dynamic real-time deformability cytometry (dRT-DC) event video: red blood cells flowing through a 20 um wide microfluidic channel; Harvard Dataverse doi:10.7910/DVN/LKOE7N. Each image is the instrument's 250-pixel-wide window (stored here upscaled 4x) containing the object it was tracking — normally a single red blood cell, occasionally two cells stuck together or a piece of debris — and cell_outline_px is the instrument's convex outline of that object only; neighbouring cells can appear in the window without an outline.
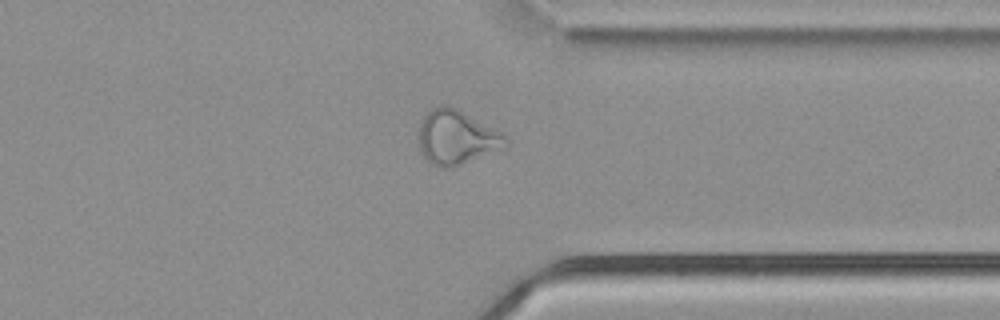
{"species": "common noctule bat (a hibernating species)", "species_latin": "Nyctalus noctula", "temperature_condition": "cold", "stored_images_in_passage": 54, "camera_frame_rate_fps": 3000, "um_per_image_px": 0.085, "animal": {"sex": "male", "body_mass_g": 21.5, "forearm_length_mm": 52.0}, "frame": {"image": 1, "passage_image": 42, "time_ms": 13.667, "image_size_px": [1000, 320], "cell_outline_px": [[512, 144], [504, 148], [448, 168], [440, 168], [432, 164], [424, 156], [420, 148], [420, 124], [424, 116], [432, 108], [440, 104], [448, 104], [456, 108], [508, 136]], "centroid_in_image_um": [38.84, 11.66], "position_along_channel_um": 372.6, "area_um2": 27.22}}
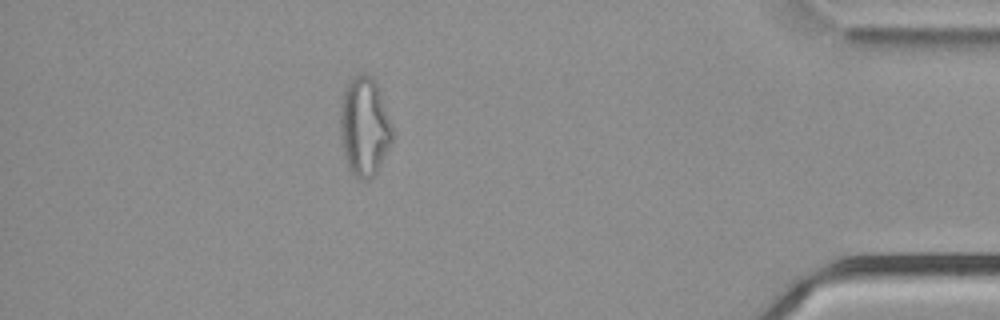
{"frame": {"image": 2, "passage_image": 48, "time_ms": 15.667, "image_size_px": [1000, 320], "cell_outline_px": [[392, 140], [376, 172], [368, 180], [360, 180], [348, 168], [344, 156], [340, 136], [340, 104], [344, 88], [356, 72], [372, 76], [376, 84], [392, 124]], "centroid_in_image_um": [30.94, 10.74], "position_along_channel_um": 404.3, "area_um2": 30.0}, "authors_computed_cell_mechanics": {"area_um2": 29.7381, "velocity_mm_per_s": 3.7979, "shape_relaxation_time_tau1_ms": null, "shape_relaxation_time_tau2_ms": 1.7871, "deformation_change_tau1": null, "deformation_change_tau2": 0.1065}}